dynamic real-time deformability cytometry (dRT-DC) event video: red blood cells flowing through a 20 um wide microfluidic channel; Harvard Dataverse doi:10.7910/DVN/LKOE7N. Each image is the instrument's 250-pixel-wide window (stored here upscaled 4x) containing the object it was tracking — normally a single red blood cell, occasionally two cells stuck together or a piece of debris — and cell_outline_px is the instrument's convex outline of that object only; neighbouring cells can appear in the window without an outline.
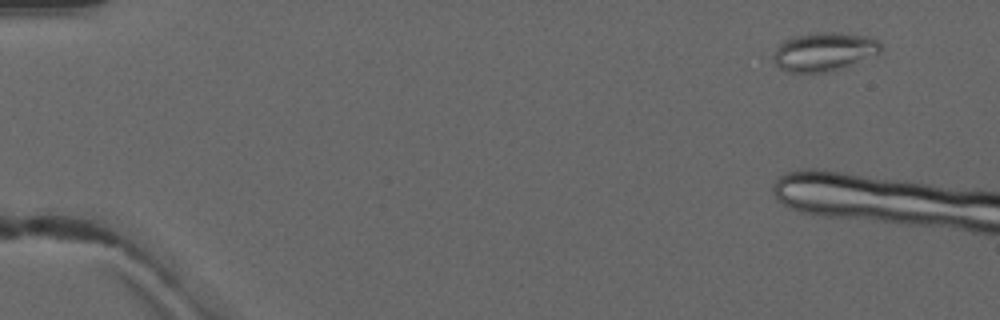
{"species": "common noctule bat (a hibernating species)", "species_latin": "Nyctalus noctula", "temperature_condition": "warm", "stored_images_in_passage": 7, "camera_frame_rate_fps": 3000, "um_per_image_px": 0.085, "animal": {"sex": "male", "forearm_length_mm": 52.5}, "frame": {"image": 1, "passage_image": 1, "time_ms": 0.0, "image_size_px": [1000, 320], "cell_outline_px": [[884, 48], [880, 52], [832, 72], [788, 72], [780, 68], [772, 60], [772, 56], [776, 48], [784, 40], [792, 36], [816, 32], [840, 32], [872, 36]], "centroid_in_image_um": [70.03, 4.38], "position_along_channel_um": 15.0, "area_um2": 24.39}}